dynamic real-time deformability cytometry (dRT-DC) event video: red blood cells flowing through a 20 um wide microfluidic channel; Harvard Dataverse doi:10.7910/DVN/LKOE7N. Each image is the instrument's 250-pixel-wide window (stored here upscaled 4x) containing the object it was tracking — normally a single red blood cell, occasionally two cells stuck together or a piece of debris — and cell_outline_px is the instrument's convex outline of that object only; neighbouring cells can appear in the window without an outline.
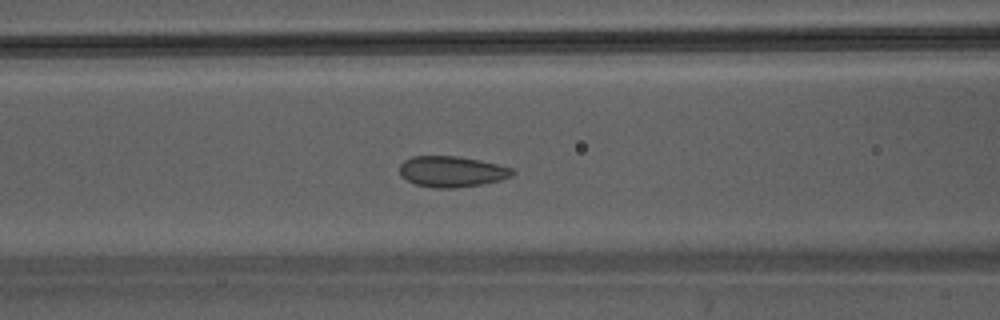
{"species": "Egyptian fruit bat (a non-hibernating species)", "species_latin": "Rousettus aegyptiacus", "temperature_condition": "warm", "stored_images_in_passage": 46, "camera_frame_rate_fps": 3000, "um_per_image_px": 0.085, "animal": {"sex": "male"}, "frame": {"image": 1, "passage_image": 20, "time_ms": 6.333, "image_size_px": [1000, 320], "cell_outline_px": [[516, 172], [512, 176], [500, 180], [480, 184], [456, 188], [436, 188], [416, 184], [408, 180], [400, 172], [400, 164], [404, 160], [412, 156], [460, 156], [480, 160], [512, 168]], "centroid_in_image_um": [38.42, 14.57], "position_along_channel_um": 128.2, "area_um2": 20.17}}
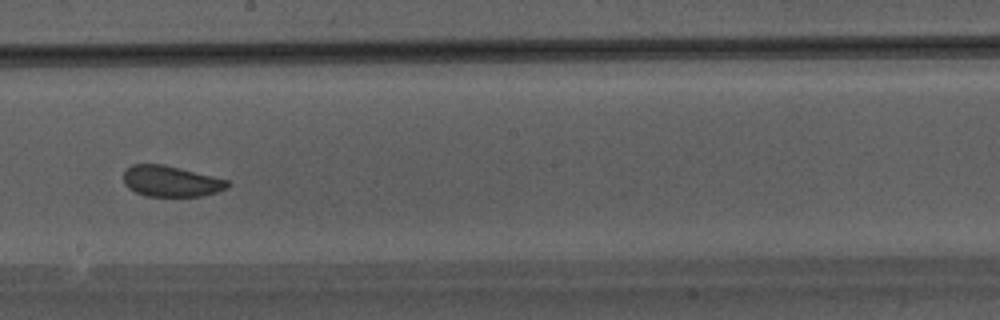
{"frame": {"image": 2, "passage_image": 27, "time_ms": 8.667, "image_size_px": [1000, 320], "cell_outline_px": [[232, 184], [228, 188], [216, 192], [200, 196], [144, 196], [128, 188], [124, 184], [124, 172], [132, 164], [164, 164], [228, 180]], "centroid_in_image_um": [14.53, 15.41], "position_along_channel_um": 233.7, "area_um2": 18.73}}
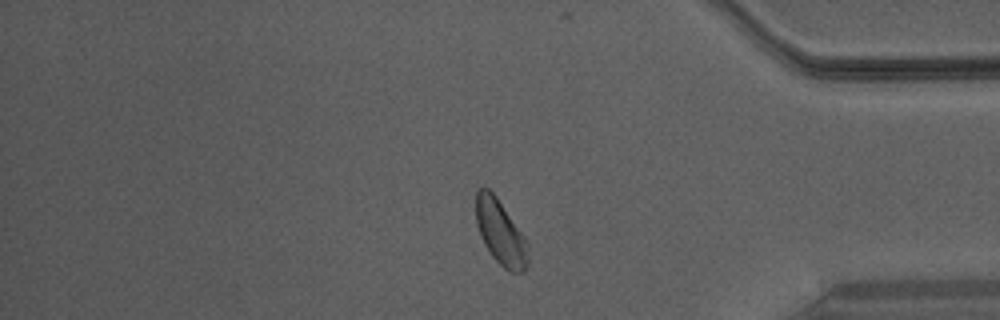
{"frame": {"image": 3, "passage_image": 39, "time_ms": 12.667, "image_size_px": [1000, 320], "cell_outline_px": [[528, 264], [520, 272], [508, 272], [492, 256], [484, 244], [480, 236], [476, 224], [476, 192], [480, 188], [488, 188], [496, 196], [524, 236], [528, 244]], "centroid_in_image_um": [42.53, 19.76], "position_along_channel_um": 392.7, "area_um2": 19.54}}